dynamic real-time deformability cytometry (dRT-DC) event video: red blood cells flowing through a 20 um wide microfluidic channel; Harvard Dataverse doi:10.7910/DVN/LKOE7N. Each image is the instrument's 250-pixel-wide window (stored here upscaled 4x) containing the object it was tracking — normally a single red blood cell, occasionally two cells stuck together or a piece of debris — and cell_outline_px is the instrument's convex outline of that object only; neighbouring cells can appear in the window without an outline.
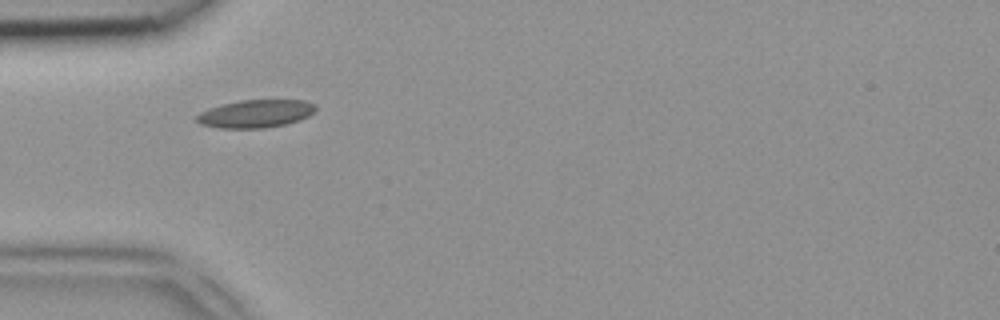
{"species": "common noctule bat (a hibernating species)", "species_latin": "Nyctalus noctula", "temperature_condition": "room temperature", "stored_images_in_passage": 21, "camera_frame_rate_fps": 3000, "um_per_image_px": 0.085, "animal": {"sex": "female", "body_mass_g": 18.4}, "frame": {"image": 1, "passage_image": 1, "time_ms": 0.0, "image_size_px": [1000, 320], "cell_outline_px": [[316, 108], [308, 116], [300, 120], [284, 124], [264, 128], [220, 128], [200, 124], [196, 120], [196, 116], [200, 112], [208, 108], [220, 104], [240, 100], [304, 100], [316, 104]], "centroid_in_image_um": [21.7, 9.66], "position_along_channel_um": 63.3, "area_um2": 19.36}}